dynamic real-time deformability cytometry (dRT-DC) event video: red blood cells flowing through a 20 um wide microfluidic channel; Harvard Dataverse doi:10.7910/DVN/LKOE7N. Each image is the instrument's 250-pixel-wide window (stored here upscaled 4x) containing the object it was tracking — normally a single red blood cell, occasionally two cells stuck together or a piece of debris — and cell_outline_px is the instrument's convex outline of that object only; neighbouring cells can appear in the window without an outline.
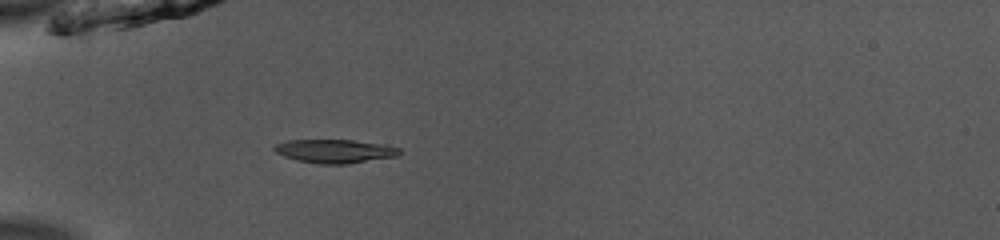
{"species": "common noctule bat (a hibernating species)", "species_latin": "Nyctalus noctula", "temperature_condition": "room temperature", "stored_images_in_passage": 24, "camera_frame_rate_fps": 3000, "um_per_image_px": 0.085, "animal": {"sex": "male", "body_mass_g": 13.0, "forearm_length_mm": 53.1}, "frame": {"image": 1, "passage_image": 1, "time_ms": 0.0, "image_size_px": [1000, 240], "cell_outline_px": [[404, 152], [396, 156], [348, 164], [320, 164], [296, 160], [284, 156], [276, 152], [272, 148], [276, 144], [288, 140], [352, 140], [384, 144], [400, 148]], "centroid_in_image_um": [28.49, 12.85], "position_along_channel_um": 56.5, "area_um2": 17.28}}
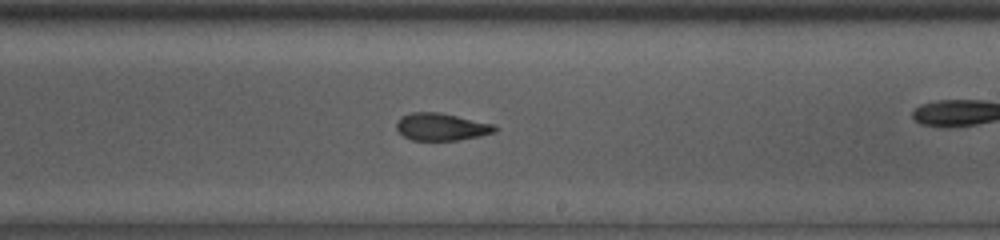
{"frame": {"image": 2, "passage_image": 13, "time_ms": 4.0, "image_size_px": [1000, 240], "cell_outline_px": [[500, 128], [496, 132], [480, 136], [460, 140], [412, 140], [404, 136], [396, 128], [396, 124], [400, 116], [412, 112], [440, 112], [496, 124]], "centroid_in_image_um": [37.57, 10.77], "position_along_channel_um": 251.4, "area_um2": 15.95}}
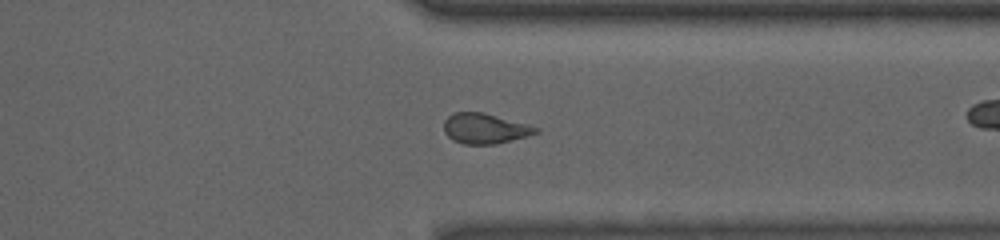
{"frame": {"image": 3, "passage_image": 22, "time_ms": 7.0, "image_size_px": [1000, 240], "cell_outline_px": [[540, 132], [528, 136], [496, 144], [464, 144], [452, 140], [444, 132], [444, 120], [448, 116], [456, 112], [484, 112], [528, 124], [540, 128]], "centroid_in_image_um": [41.24, 10.92], "position_along_channel_um": 370.2, "area_um2": 16.36}}